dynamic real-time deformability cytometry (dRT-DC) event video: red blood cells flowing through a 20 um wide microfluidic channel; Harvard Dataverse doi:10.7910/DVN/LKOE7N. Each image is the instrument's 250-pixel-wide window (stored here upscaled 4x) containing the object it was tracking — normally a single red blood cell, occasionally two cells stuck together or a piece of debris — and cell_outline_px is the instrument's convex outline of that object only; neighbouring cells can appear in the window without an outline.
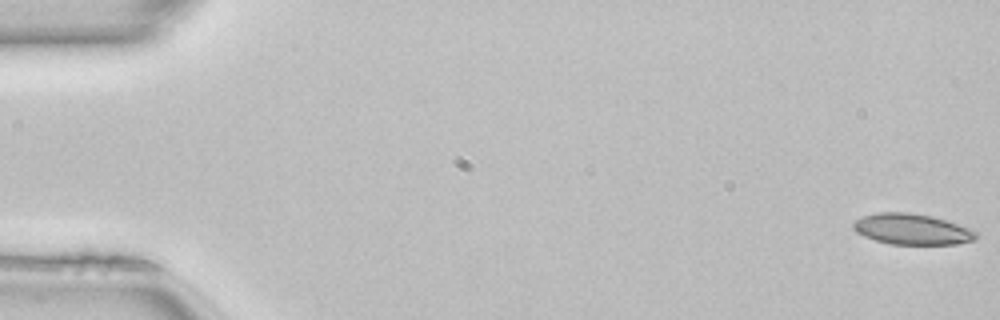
{"species": "common noctule bat (a hibernating species)", "species_latin": "Nyctalus noctula", "temperature_condition": "room temperature", "stored_images_in_passage": 50, "camera_frame_rate_fps": 3000, "um_per_image_px": 0.085, "animal": {"sex": "female", "body_mass_g": 22.7, "forearm_length_mm": 54.2}, "frame": {"image": 1, "passage_image": 1, "time_ms": 0.0, "image_size_px": [1000, 320], "cell_outline_px": [[980, 236], [976, 240], [956, 244], [892, 244], [876, 240], [864, 236], [856, 232], [852, 228], [852, 224], [856, 220], [864, 216], [876, 212], [908, 212], [932, 216], [968, 228], [976, 232]], "centroid_in_image_um": [77.52, 19.48], "position_along_channel_um": 7.5, "area_um2": 21.96}}
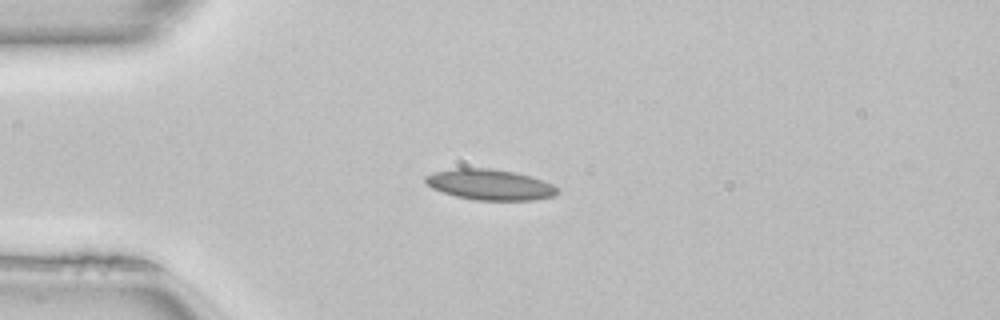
{"frame": {"image": 2, "passage_image": 13, "time_ms": 4.0, "image_size_px": [1000, 320], "cell_outline_px": [[556, 196], [532, 200], [476, 200], [456, 196], [432, 188], [424, 180], [424, 176], [436, 172], [452, 168], [492, 168], [516, 172], [544, 180], [552, 184], [556, 188]], "centroid_in_image_um": [41.65, 15.68], "position_along_channel_um": 43.4, "area_um2": 23.52}}
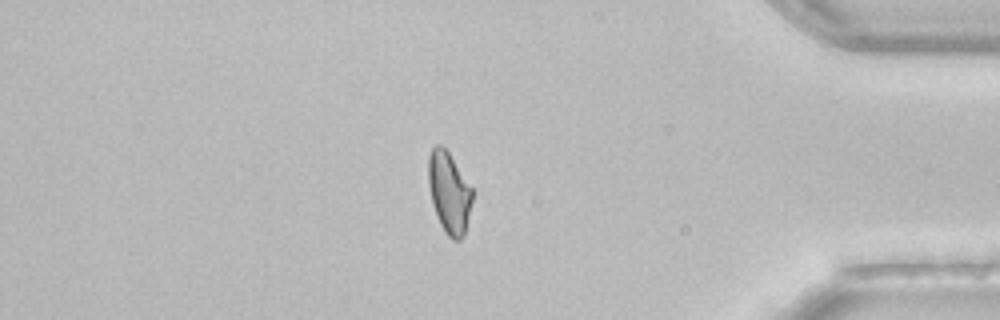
{"frame": {"image": 3, "passage_image": 43, "time_ms": 14.0, "image_size_px": [1000, 320], "cell_outline_px": [[472, 200], [464, 236], [460, 240], [452, 240], [444, 232], [436, 216], [432, 204], [428, 184], [428, 156], [432, 148], [436, 144], [440, 144], [448, 152], [472, 188]], "centroid_in_image_um": [38.15, 16.39], "position_along_channel_um": 397.0, "area_um2": 20.81}, "authors_computed_cell_mechanics": {"area_um2": 21.7039, "velocity_mm_per_s": 4.1044, "shape_relaxation_time_tau1_ms": null, "shape_relaxation_time_tau2_ms": 4.298, "deformation_change_tau1": null, "deformation_change_tau2": 0.1063}}